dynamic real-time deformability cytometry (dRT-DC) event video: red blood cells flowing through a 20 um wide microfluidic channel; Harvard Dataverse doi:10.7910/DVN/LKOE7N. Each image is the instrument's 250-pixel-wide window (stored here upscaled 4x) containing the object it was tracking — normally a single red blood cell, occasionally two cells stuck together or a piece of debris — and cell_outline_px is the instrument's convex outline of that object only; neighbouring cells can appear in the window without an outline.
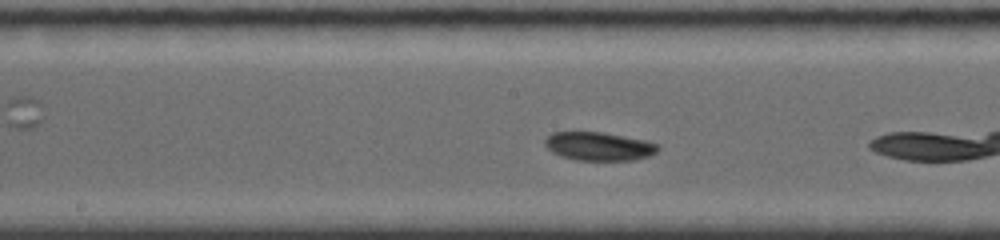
{"species": "common noctule bat (a hibernating species)", "species_latin": "Nyctalus noctula", "temperature_condition": "room temperature", "stored_images_in_passage": 8, "segment_of_instrument_passage": [2, 2], "camera_frame_rate_fps": 4000, "um_per_image_px": 0.085, "animal": {"sex": "female", "body_mass_g": 19.0, "forearm_length_mm": 56.7}, "frame": {"image": 1, "passage_image": 8, "time_ms": 6.75, "image_size_px": [1000, 240], "cell_outline_px": [[660, 148], [656, 152], [648, 156], [632, 160], [576, 160], [560, 156], [552, 152], [544, 144], [544, 140], [552, 132], [604, 132], [644, 140], [656, 144]], "centroid_in_image_um": [50.87, 12.43], "position_along_channel_um": 197.3, "area_um2": 18.67}}